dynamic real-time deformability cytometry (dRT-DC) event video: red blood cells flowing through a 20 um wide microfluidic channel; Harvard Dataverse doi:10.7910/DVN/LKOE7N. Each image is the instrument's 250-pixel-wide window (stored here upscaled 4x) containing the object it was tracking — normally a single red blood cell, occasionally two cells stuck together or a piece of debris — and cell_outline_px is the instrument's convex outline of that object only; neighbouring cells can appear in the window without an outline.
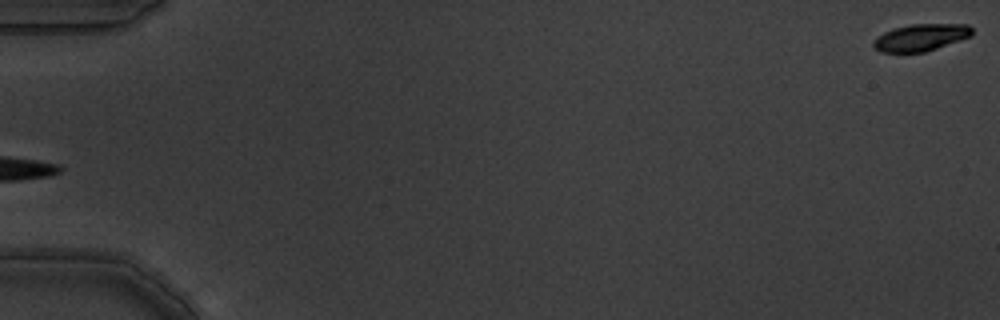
{"species": "common noctule bat (a hibernating species)", "species_latin": "Nyctalus noctula", "temperature_condition": "warm", "stored_images_in_passage": 4, "segment_of_instrument_passage": [2, 2], "camera_frame_rate_fps": 3000, "um_per_image_px": 0.085, "animal": {"sex": "male", "body_mass_g": 19.5, "forearm_length_mm": 54.6}, "frame": {"image": 1, "passage_image": 4, "time_ms": 1.0, "image_size_px": [1000, 320], "cell_outline_px": [[972, 36], [924, 52], [880, 52], [872, 44], [872, 40], [876, 36], [892, 28], [912, 24], [968, 24], [972, 28]], "centroid_in_image_um": [78.24, 3.17], "position_along_channel_um": 6.8, "area_um2": 15.55}}